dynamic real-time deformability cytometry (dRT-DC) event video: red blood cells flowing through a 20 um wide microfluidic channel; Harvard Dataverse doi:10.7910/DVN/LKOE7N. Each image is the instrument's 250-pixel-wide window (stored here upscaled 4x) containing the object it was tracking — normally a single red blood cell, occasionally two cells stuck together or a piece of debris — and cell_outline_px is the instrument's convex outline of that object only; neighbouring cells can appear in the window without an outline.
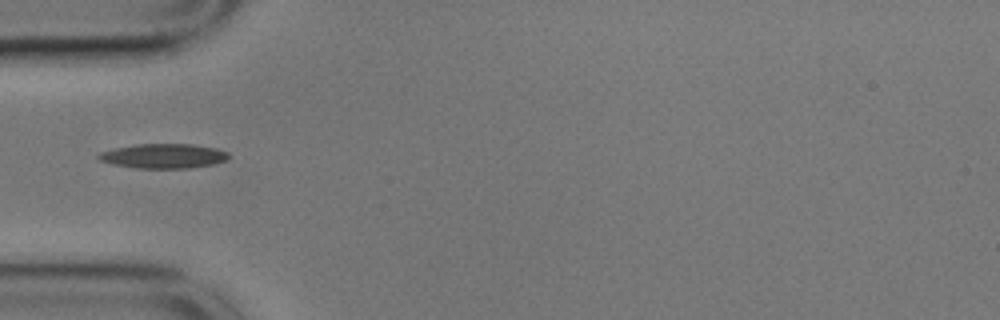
{"species": "common noctule bat (a hibernating species)", "species_latin": "Nyctalus noctula", "temperature_condition": "cold", "stored_images_in_passage": 17, "camera_frame_rate_fps": 3000, "um_per_image_px": 0.085, "animal": {"sex": "male", "body_mass_g": 17.9}, "frame": {"image": 1, "passage_image": 1, "time_ms": 0.0, "image_size_px": [1000, 320], "cell_outline_px": [[228, 160], [212, 164], [184, 168], [136, 168], [112, 164], [100, 160], [96, 156], [100, 152], [116, 148], [136, 144], [192, 144], [216, 148], [228, 152]], "centroid_in_image_um": [13.89, 13.25], "position_along_channel_um": 71.1, "area_um2": 18.5}}
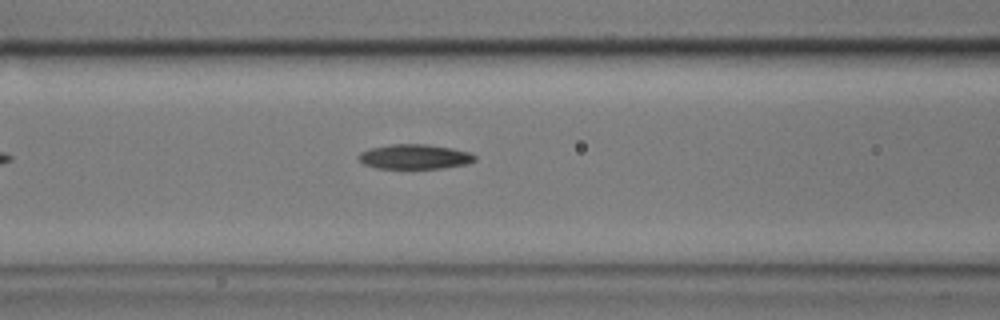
{"frame": {"image": 2, "passage_image": 6, "time_ms": 1.667, "image_size_px": [1000, 320], "cell_outline_px": [[476, 160], [468, 164], [444, 168], [376, 168], [364, 164], [356, 156], [360, 152], [372, 148], [392, 144], [428, 144], [452, 148], [472, 152], [476, 156]], "centroid_in_image_um": [35.29, 13.32], "position_along_channel_um": 131.3, "area_um2": 16.88}}